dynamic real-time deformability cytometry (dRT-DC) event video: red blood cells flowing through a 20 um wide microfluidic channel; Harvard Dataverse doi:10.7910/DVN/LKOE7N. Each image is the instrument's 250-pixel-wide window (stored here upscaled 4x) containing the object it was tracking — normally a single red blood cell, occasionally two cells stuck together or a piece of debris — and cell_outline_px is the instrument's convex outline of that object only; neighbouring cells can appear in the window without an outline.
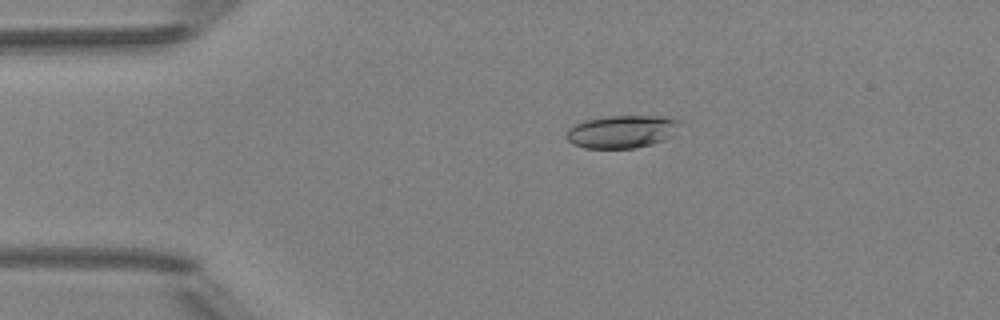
{"species": "Egyptian fruit bat (a non-hibernating species)", "species_latin": "Rousettus aegyptiacus", "temperature_condition": "room temperature", "stored_images_in_passage": 7, "camera_frame_rate_fps": 3000, "um_per_image_px": 0.085, "animal": {"sex": "female"}, "frame": {"image": 1, "passage_image": 3, "time_ms": 0.667, "image_size_px": [1000, 320], "cell_outline_px": [[684, 120], [664, 140], [652, 144], [636, 148], [584, 148], [572, 144], [568, 140], [568, 128], [572, 124], [588, 120], [608, 116], [668, 116]], "centroid_in_image_um": [52.87, 11.18], "position_along_channel_um": 32.1, "area_um2": 21.62}}
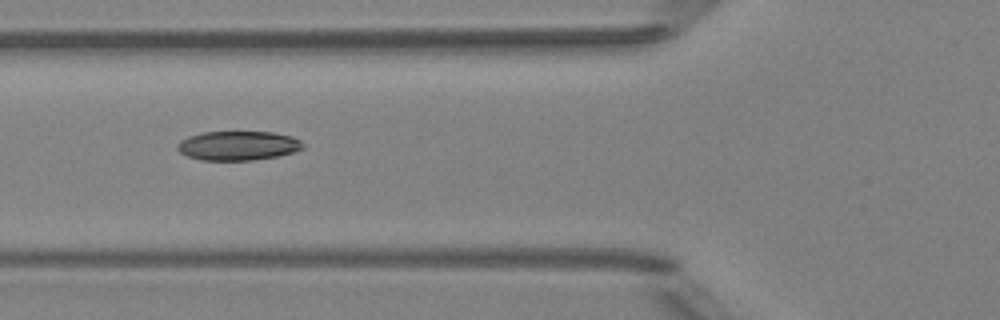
{"frame": {"image": 2, "passage_image": 5, "time_ms": 1.333, "image_size_px": [1000, 320], "cell_outline_px": [[304, 148], [292, 152], [276, 156], [252, 160], [200, 160], [188, 156], [180, 152], [176, 148], [176, 144], [180, 140], [188, 136], [204, 132], [272, 132], [292, 136], [300, 140], [304, 144]], "centroid_in_image_um": [20.21, 12.37], "position_along_channel_um": 105.6, "area_um2": 21.39}}
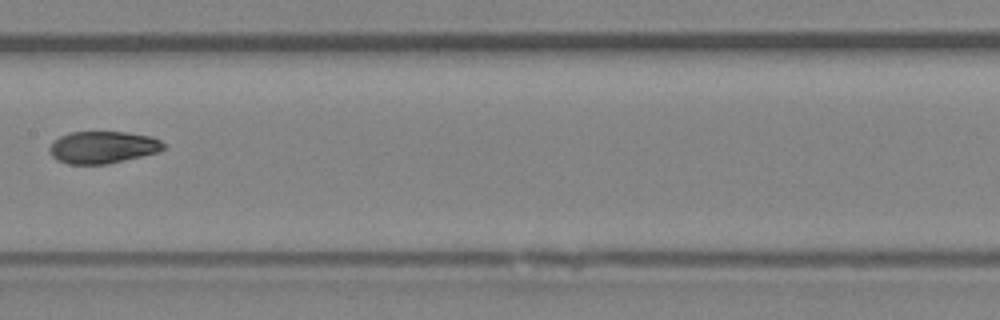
{"frame": {"image": 3, "passage_image": 7, "time_ms": 2.0, "image_size_px": [1000, 320], "cell_outline_px": [[168, 148], [160, 152], [108, 164], [68, 164], [56, 160], [52, 156], [48, 148], [60, 136], [72, 132], [128, 132], [152, 136], [168, 144]], "centroid_in_image_um": [8.82, 12.52], "position_along_channel_um": 198.6, "area_um2": 21.68}}